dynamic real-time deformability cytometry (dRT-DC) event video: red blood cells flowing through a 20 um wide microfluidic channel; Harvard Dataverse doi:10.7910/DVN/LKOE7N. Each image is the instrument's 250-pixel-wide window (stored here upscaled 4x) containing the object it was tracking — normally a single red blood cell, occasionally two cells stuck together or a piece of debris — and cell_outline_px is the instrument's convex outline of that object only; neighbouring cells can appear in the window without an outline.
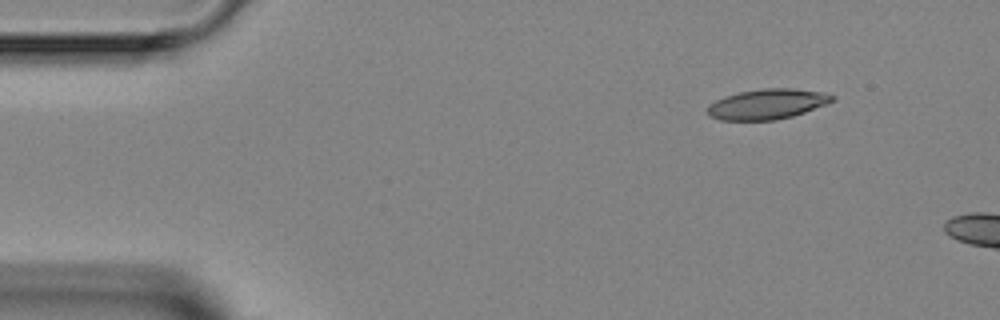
{"species": "Egyptian fruit bat (a non-hibernating species)", "species_latin": "Rousettus aegyptiacus", "temperature_condition": "room temperature", "stored_images_in_passage": 2, "camera_frame_rate_fps": 3000, "um_per_image_px": 0.085, "animal": {"sex": "female"}, "frame": {"image": 1, "passage_image": 1, "time_ms": 0.0, "image_size_px": [1000, 320], "cell_outline_px": [[836, 100], [804, 112], [792, 116], [776, 120], [720, 120], [708, 116], [708, 104], [724, 96], [740, 92], [764, 88], [792, 88], [824, 92], [836, 96]], "centroid_in_image_um": [65.22, 8.84], "position_along_channel_um": 19.8, "area_um2": 22.02}}